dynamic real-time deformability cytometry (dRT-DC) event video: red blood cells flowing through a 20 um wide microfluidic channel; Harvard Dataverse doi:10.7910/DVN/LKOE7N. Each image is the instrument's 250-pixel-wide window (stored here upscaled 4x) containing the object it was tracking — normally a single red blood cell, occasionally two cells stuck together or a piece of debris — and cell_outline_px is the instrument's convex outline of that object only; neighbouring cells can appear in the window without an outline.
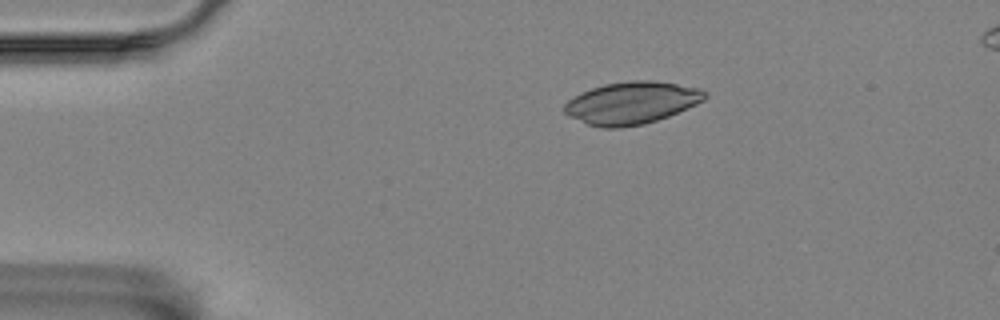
{"species": "Egyptian fruit bat (a non-hibernating species)", "species_latin": "Rousettus aegyptiacus", "temperature_condition": "room temperature", "stored_images_in_passage": 7, "camera_frame_rate_fps": 3000, "um_per_image_px": 0.085, "animal": {"sex": "female"}, "frame": {"image": 1, "passage_image": 1, "time_ms": 0.0, "image_size_px": [1000, 320], "cell_outline_px": [[708, 96], [704, 100], [696, 104], [668, 116], [644, 124], [620, 128], [604, 128], [588, 124], [568, 116], [564, 112], [564, 104], [568, 100], [592, 88], [604, 84], [632, 80], [652, 80], [700, 88], [708, 92]], "centroid_in_image_um": [53.7, 8.74], "position_along_channel_um": 31.3, "area_um2": 34.45}}
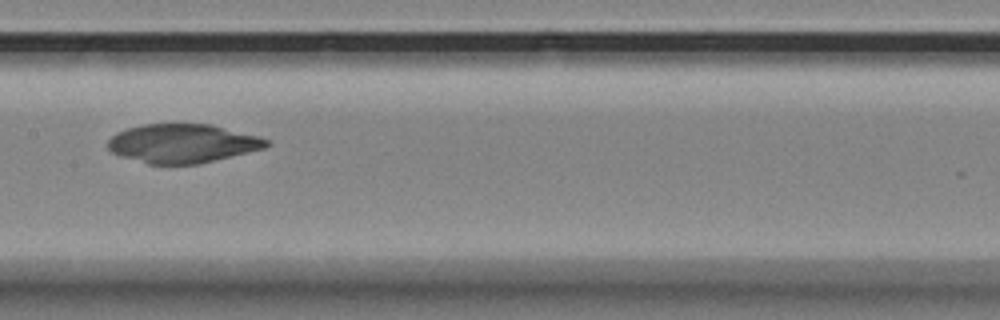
{"frame": {"image": 2, "passage_image": 6, "time_ms": 6.0, "image_size_px": [1000, 320], "cell_outline_px": [[272, 144], [264, 148], [196, 164], [148, 164], [120, 156], [112, 152], [108, 148], [108, 140], [116, 132], [128, 128], [144, 124], [212, 124], [260, 136], [272, 140]], "centroid_in_image_um": [15.53, 12.18], "position_along_channel_um": 191.9, "area_um2": 35.89}}
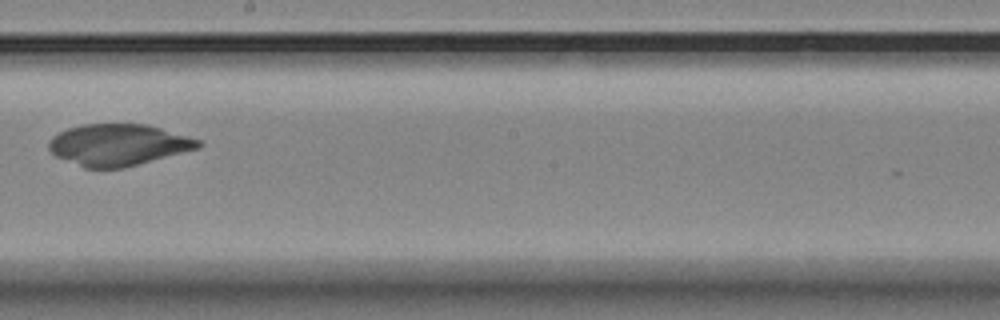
{"frame": {"image": 3, "passage_image": 7, "time_ms": 7.333, "image_size_px": [1000, 320], "cell_outline_px": [[204, 144], [200, 148], [124, 168], [84, 168], [56, 156], [48, 148], [48, 144], [52, 136], [68, 128], [84, 124], [148, 124], [200, 140]], "centroid_in_image_um": [10.07, 12.31], "position_along_channel_um": 238.1, "area_um2": 36.18}}